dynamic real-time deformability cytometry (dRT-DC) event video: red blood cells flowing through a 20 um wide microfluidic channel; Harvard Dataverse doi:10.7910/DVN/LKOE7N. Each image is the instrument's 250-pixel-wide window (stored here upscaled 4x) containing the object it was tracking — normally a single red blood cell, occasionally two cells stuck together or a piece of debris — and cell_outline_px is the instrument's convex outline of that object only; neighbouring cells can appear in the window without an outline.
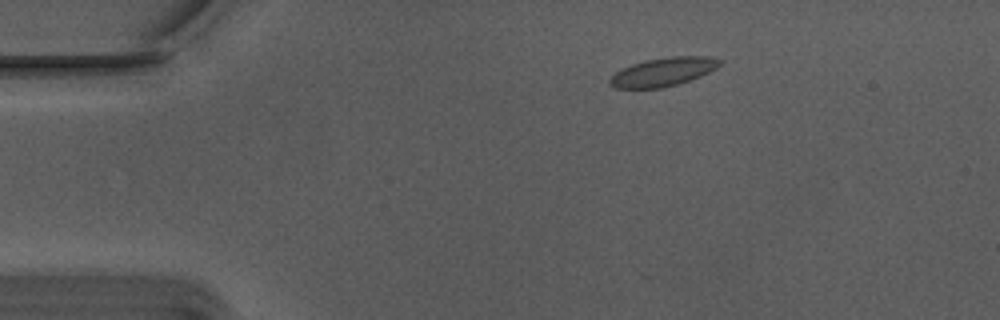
{"species": "Egyptian fruit bat (a non-hibernating species)", "species_latin": "Rousettus aegyptiacus", "temperature_condition": "warm", "stored_images_in_passage": 54, "camera_frame_rate_fps": 3000, "um_per_image_px": 0.085, "animal": {"sex": "male"}, "frame": {"image": 1, "passage_image": 8, "time_ms": 2.333, "image_size_px": [1000, 320], "cell_outline_px": [[724, 60], [716, 68], [700, 76], [676, 84], [660, 88], [616, 88], [608, 84], [608, 80], [616, 72], [632, 64], [644, 60], [672, 56], [708, 56]], "centroid_in_image_um": [56.37, 6.1], "position_along_channel_um": 28.6, "area_um2": 18.15}}
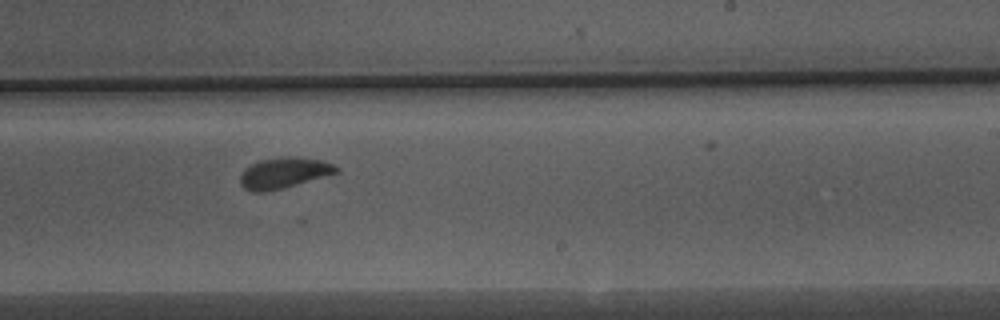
{"frame": {"image": 2, "passage_image": 32, "time_ms": 10.333, "image_size_px": [1000, 320], "cell_outline_px": [[340, 172], [296, 184], [264, 192], [252, 192], [244, 188], [240, 184], [240, 176], [244, 168], [260, 160], [288, 156], [320, 160], [332, 164], [340, 168]], "centroid_in_image_um": [24.11, 14.7], "position_along_channel_um": 264.9, "area_um2": 16.99}}
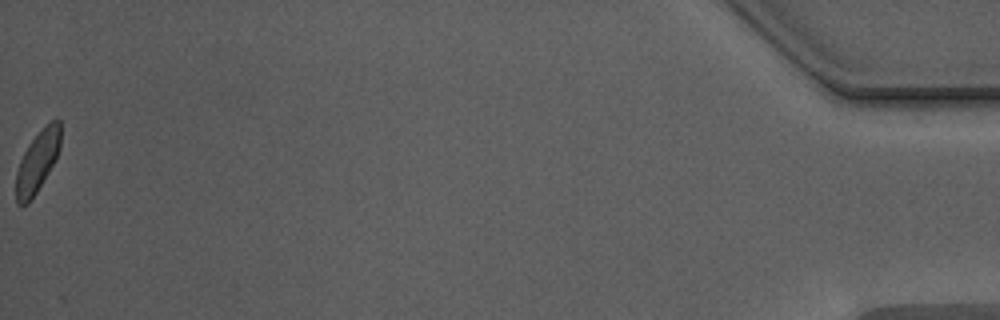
{"frame": {"image": 3, "passage_image": 54, "time_ms": 17.667, "image_size_px": [1000, 320], "cell_outline_px": [[60, 148], [56, 160], [36, 192], [28, 204], [20, 208], [16, 204], [16, 172], [20, 160], [28, 144], [56, 116], [60, 120]], "centroid_in_image_um": [3.17, 13.78], "position_along_channel_um": 432.0, "area_um2": 15.9}, "authors_computed_cell_mechanics": {"area_um2": 17.1666, "velocity_mm_per_s": 3.717, "shape_relaxation_time_tau1_ms": null, "shape_relaxation_time_tau2_ms": 1.277, "deformation_change_tau1": null, "deformation_change_tau2": 0.0411}}